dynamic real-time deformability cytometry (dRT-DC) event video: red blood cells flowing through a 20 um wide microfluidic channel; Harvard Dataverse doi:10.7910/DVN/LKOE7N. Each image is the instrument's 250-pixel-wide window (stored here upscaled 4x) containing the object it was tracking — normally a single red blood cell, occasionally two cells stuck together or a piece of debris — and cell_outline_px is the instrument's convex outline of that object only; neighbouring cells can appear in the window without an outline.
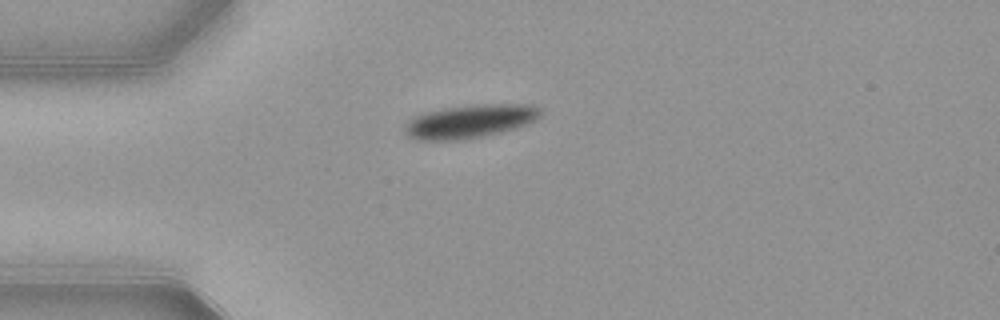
{"species": "common noctule bat (a hibernating species)", "species_latin": "Nyctalus noctula", "temperature_condition": "warm", "stored_images_in_passage": 40, "camera_frame_rate_fps": 3000, "um_per_image_px": 0.085, "animal": {"sex": "female", "body_mass_g": 21.9}, "frame": {"image": 1, "passage_image": 1, "time_ms": 0.0, "image_size_px": [1000, 320], "cell_outline_px": [[540, 116], [536, 120], [500, 132], [464, 140], [416, 140], [408, 136], [404, 128], [404, 124], [408, 120], [424, 112], [444, 108], [476, 104], [532, 104], [540, 108]], "centroid_in_image_um": [39.91, 10.3], "position_along_channel_um": 45.1, "area_um2": 26.36}}
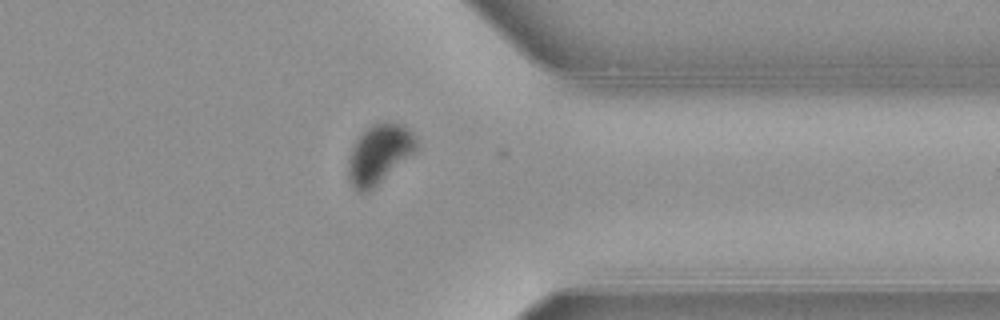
{"frame": {"image": 2, "passage_image": 29, "time_ms": 9.333, "image_size_px": [1000, 320], "cell_outline_px": [[416, 148], [412, 152], [368, 192], [360, 192], [352, 184], [348, 176], [348, 160], [352, 148], [356, 140], [372, 124], [388, 120], [404, 124], [416, 136]], "centroid_in_image_um": [32.22, 13.03], "position_along_channel_um": 379.2, "area_um2": 22.83}}
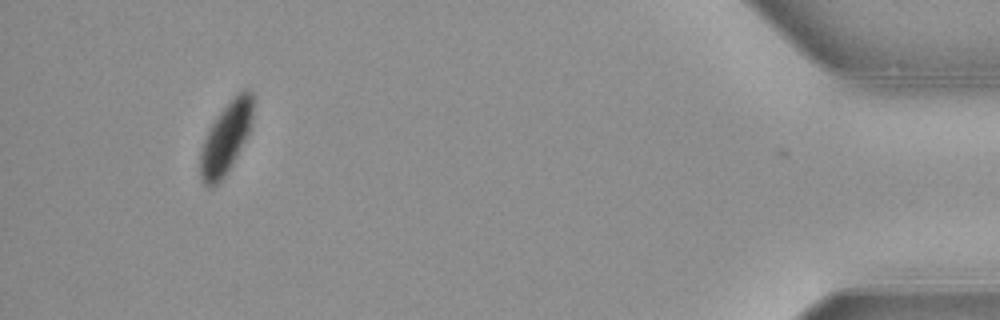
{"frame": {"image": 3, "passage_image": 37, "time_ms": 12.0, "image_size_px": [1000, 320], "cell_outline_px": [[252, 124], [248, 136], [228, 172], [212, 188], [208, 188], [200, 180], [200, 152], [204, 140], [212, 124], [220, 112], [232, 96], [240, 88], [248, 88], [252, 92]], "centroid_in_image_um": [19.22, 11.71], "position_along_channel_um": 416.0, "area_um2": 22.2}, "authors_computed_cell_mechanics": {"area_um2": 27.4839, "velocity_mm_per_s": 3.848, "shape_relaxation_time_tau1_ms": 2.1321, "shape_relaxation_time_tau2_ms": null, "deformation_change_tau1": 0.0942, "deformation_change_tau2": null}}